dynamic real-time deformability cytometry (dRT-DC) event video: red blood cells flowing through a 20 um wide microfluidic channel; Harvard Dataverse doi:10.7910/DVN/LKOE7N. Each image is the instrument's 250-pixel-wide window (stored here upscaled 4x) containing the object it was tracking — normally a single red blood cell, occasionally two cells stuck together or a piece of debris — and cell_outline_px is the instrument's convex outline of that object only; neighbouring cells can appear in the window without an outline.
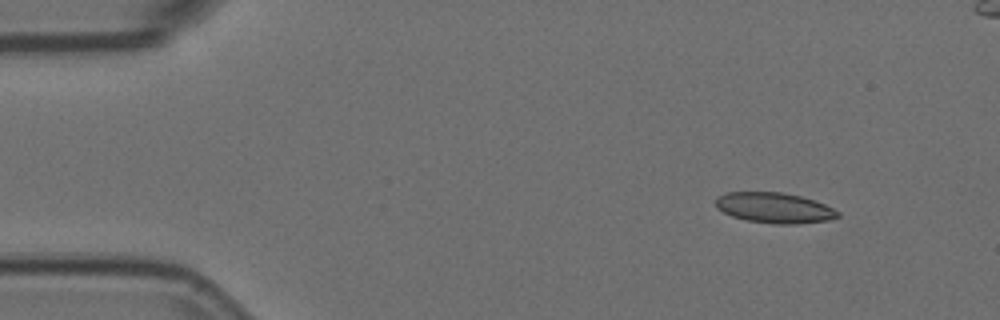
{"species": "Egyptian fruit bat (a non-hibernating species)", "species_latin": "Rousettus aegyptiacus", "temperature_condition": "room temperature", "stored_images_in_passage": 5, "camera_frame_rate_fps": 3000, "um_per_image_px": 0.085, "animal": {"sex": "female"}, "frame": {"image": 1, "passage_image": 2, "time_ms": 0.333, "image_size_px": [1000, 320], "cell_outline_px": [[840, 216], [828, 220], [796, 224], [772, 224], [748, 220], [732, 216], [716, 208], [716, 196], [728, 192], [784, 192], [800, 196], [824, 204], [840, 212]], "centroid_in_image_um": [65.81, 17.66], "position_along_channel_um": 19.2, "area_um2": 21.62}}